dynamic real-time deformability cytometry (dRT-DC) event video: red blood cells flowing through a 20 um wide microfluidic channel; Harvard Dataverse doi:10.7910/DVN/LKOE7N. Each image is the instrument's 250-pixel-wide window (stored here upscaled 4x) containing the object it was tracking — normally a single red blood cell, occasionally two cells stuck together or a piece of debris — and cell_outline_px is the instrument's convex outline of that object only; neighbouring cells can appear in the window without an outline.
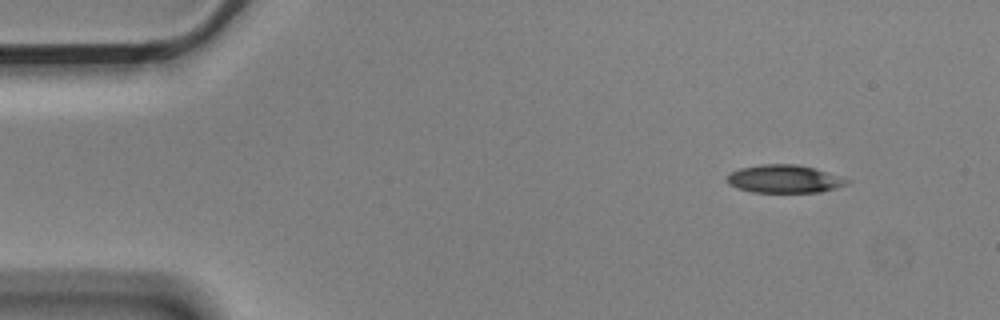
{"species": "Egyptian fruit bat (a non-hibernating species)", "species_latin": "Rousettus aegyptiacus", "temperature_condition": "cold", "stored_images_in_passage": 5, "camera_frame_rate_fps": 3000, "um_per_image_px": 0.085, "animal": {"sex": "male"}, "frame": {"image": 1, "passage_image": 1, "time_ms": 0.0, "image_size_px": [1000, 320], "cell_outline_px": [[852, 180], [848, 184], [836, 188], [820, 192], [752, 192], [736, 188], [728, 184], [728, 176], [732, 172], [740, 168], [760, 164], [796, 164], [816, 168]], "centroid_in_image_um": [66.7, 15.21], "position_along_channel_um": 18.3, "area_um2": 19.65}}
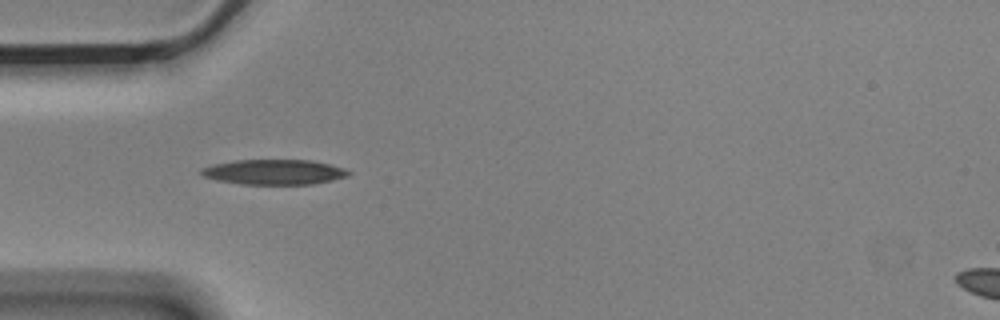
{"frame": {"image": 2, "passage_image": 4, "time_ms": 1.0, "image_size_px": [1000, 320], "cell_outline_px": [[352, 172], [348, 176], [332, 180], [312, 184], [240, 184], [216, 180], [204, 176], [200, 172], [200, 168], [212, 164], [236, 160], [312, 160], [344, 168]], "centroid_in_image_um": [23.28, 14.62], "position_along_channel_um": 61.7, "area_um2": 21.56}}
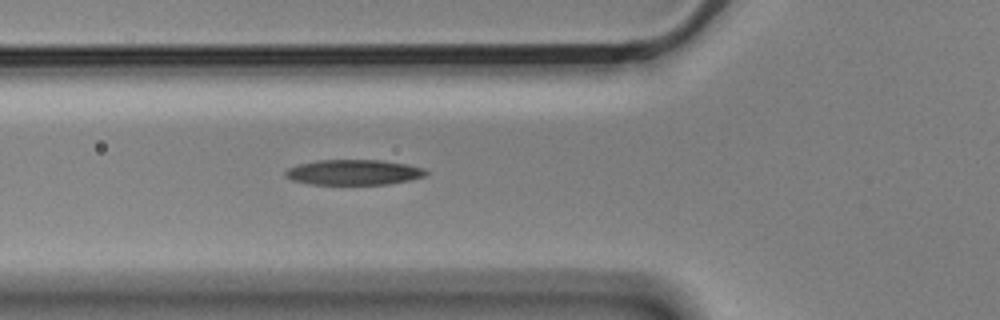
{"frame": {"image": 3, "passage_image": 5, "time_ms": 1.333, "image_size_px": [1000, 320], "cell_outline_px": [[428, 172], [424, 176], [408, 180], [388, 184], [308, 184], [292, 180], [284, 176], [284, 172], [288, 168], [300, 164], [316, 160], [380, 160], [408, 164], [424, 168]], "centroid_in_image_um": [30.04, 14.64], "position_along_channel_um": 95.8, "area_um2": 20.69}}